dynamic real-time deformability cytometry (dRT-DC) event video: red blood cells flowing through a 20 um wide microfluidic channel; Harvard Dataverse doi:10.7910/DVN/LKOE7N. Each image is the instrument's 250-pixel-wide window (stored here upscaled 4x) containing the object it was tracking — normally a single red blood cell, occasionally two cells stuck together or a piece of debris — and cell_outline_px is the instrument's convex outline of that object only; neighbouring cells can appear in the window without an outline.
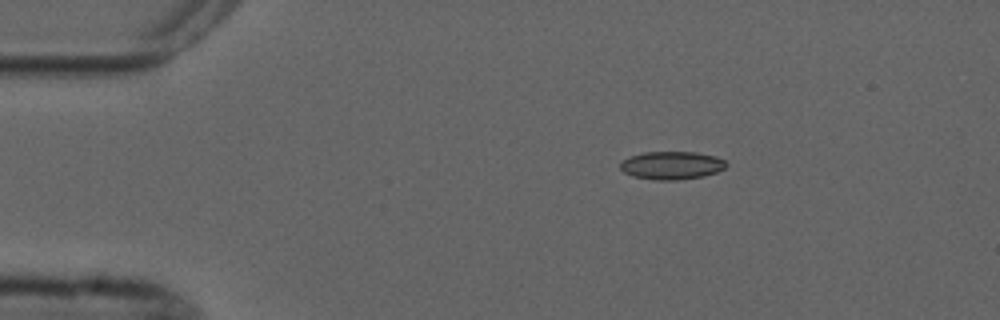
{"species": "common noctule bat (a hibernating species)", "species_latin": "Nyctalus noctula", "temperature_condition": "cold", "stored_images_in_passage": 4, "camera_frame_rate_fps": 3000, "um_per_image_px": 0.085, "animal": {"sex": "male", "forearm_length_mm": 52.5}, "frame": {"image": 1, "passage_image": 1, "time_ms": 0.0, "image_size_px": [1000, 320], "cell_outline_px": [[728, 164], [724, 168], [716, 172], [704, 176], [676, 180], [656, 180], [632, 176], [624, 172], [620, 168], [620, 160], [644, 152], [696, 152], [716, 156], [724, 160]], "centroid_in_image_um": [57.09, 14.05], "position_along_channel_um": 27.9, "area_um2": 17.34}}
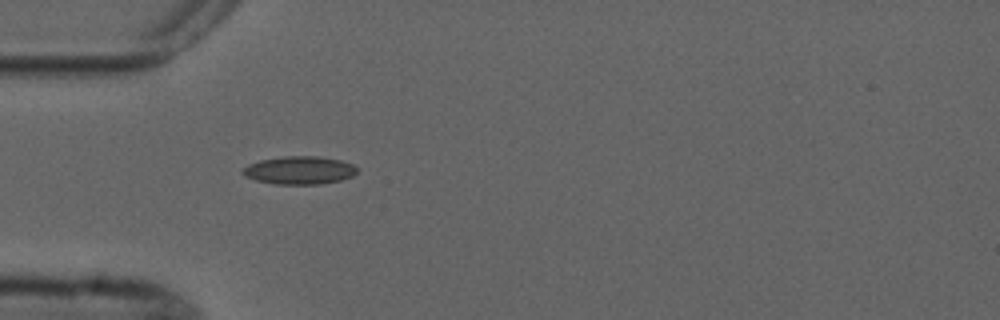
{"frame": {"image": 2, "passage_image": 3, "time_ms": 2.333, "image_size_px": [1000, 320], "cell_outline_px": [[356, 172], [352, 176], [340, 180], [320, 184], [276, 184], [256, 180], [244, 176], [240, 172], [248, 164], [260, 160], [284, 156], [320, 156], [340, 160], [352, 164], [356, 168]], "centroid_in_image_um": [25.42, 14.47], "position_along_channel_um": 59.6, "area_um2": 18.61}}
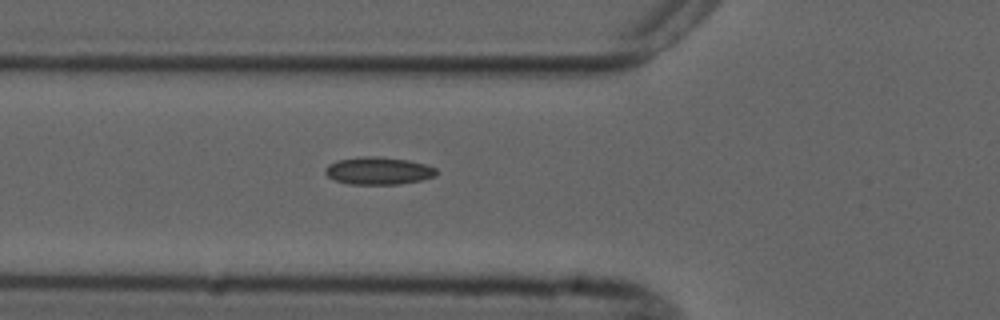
{"frame": {"image": 3, "passage_image": 4, "time_ms": 3.333, "image_size_px": [1000, 320], "cell_outline_px": [[440, 172], [436, 176], [420, 180], [400, 184], [348, 184], [336, 180], [328, 176], [324, 172], [324, 168], [328, 164], [336, 160], [364, 156], [380, 156], [408, 160], [424, 164], [436, 168]], "centroid_in_image_um": [32.17, 14.51], "position_along_channel_um": 93.6, "area_um2": 17.98}}